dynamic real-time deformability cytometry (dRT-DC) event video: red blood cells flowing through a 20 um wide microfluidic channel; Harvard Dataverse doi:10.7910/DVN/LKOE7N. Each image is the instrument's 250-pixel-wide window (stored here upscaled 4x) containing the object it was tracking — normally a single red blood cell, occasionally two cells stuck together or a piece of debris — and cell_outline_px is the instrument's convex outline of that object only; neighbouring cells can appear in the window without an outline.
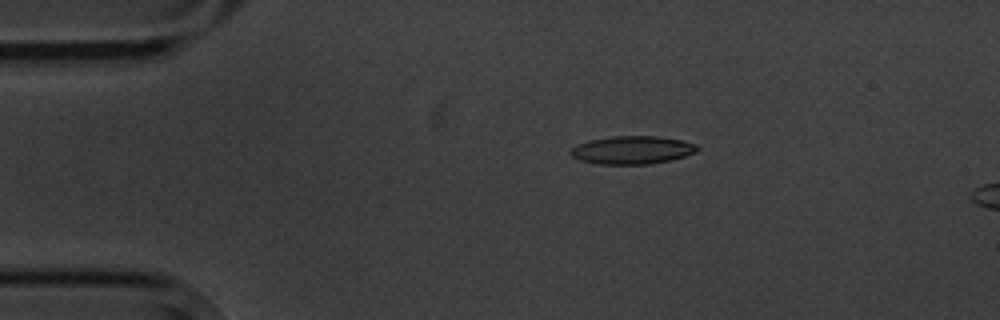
{"species": "common noctule bat (a hibernating species)", "species_latin": "Nyctalus noctula", "temperature_condition": "cold", "stored_images_in_passage": 2, "camera_frame_rate_fps": 3000, "um_per_image_px": 0.085, "animal": {"sex": "male", "body_mass_g": 20.1, "forearm_length_mm": 53.5}, "frame": {"image": 1, "passage_image": 1, "time_ms": 0.0, "image_size_px": [1000, 320], "cell_outline_px": [[700, 148], [696, 152], [684, 156], [668, 160], [648, 164], [596, 164], [580, 160], [572, 156], [568, 152], [576, 144], [592, 140], [612, 136], [656, 136], [680, 140], [696, 144]], "centroid_in_image_um": [53.71, 12.75], "position_along_channel_um": 31.3, "area_um2": 20.58}}